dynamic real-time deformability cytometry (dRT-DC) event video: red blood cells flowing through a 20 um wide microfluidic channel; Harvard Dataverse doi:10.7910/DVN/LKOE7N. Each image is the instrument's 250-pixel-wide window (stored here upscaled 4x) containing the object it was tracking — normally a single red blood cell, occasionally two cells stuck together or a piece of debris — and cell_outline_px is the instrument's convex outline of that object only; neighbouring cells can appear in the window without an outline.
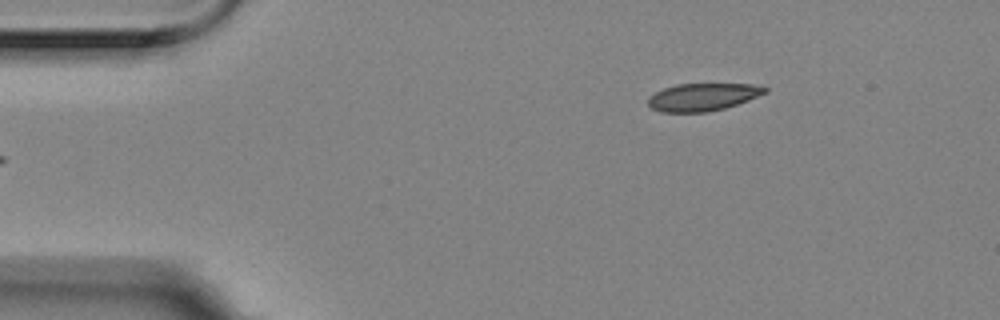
{"species": "Egyptian fruit bat (a non-hibernating species)", "species_latin": "Rousettus aegyptiacus", "temperature_condition": "room temperature", "stored_images_in_passage": 4, "camera_frame_rate_fps": 3000, "um_per_image_px": 0.085, "animal": {"sex": "female"}, "frame": {"image": 1, "passage_image": 4, "time_ms": 1.0, "image_size_px": [1000, 320], "cell_outline_px": [[768, 92], [748, 100], [724, 108], [708, 112], [660, 112], [652, 108], [648, 104], [648, 96], [664, 88], [676, 84], [752, 84], [768, 88]], "centroid_in_image_um": [59.72, 8.24], "position_along_channel_um": 25.3, "area_um2": 18.73}}